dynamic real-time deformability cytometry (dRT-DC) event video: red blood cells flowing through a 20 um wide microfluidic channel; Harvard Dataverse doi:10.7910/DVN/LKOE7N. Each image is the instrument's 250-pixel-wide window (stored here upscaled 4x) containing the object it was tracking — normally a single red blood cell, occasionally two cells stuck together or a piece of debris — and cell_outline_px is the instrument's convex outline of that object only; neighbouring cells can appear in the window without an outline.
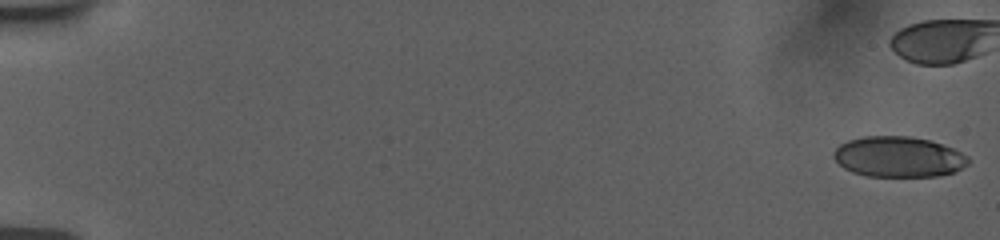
{"species": "human", "species_latin": "Homo sapiens", "temperature_condition": "room temperature", "stored_images_in_passage": 46, "camera_frame_rate_fps": 3000, "um_per_image_px": 0.085, "donor": {"sex": "female"}, "frame": {"image": 1, "passage_image": 1, "time_ms": 0.0, "image_size_px": [1000, 240], "cell_outline_px": [[968, 164], [952, 172], [940, 176], [868, 176], [852, 172], [844, 168], [832, 156], [832, 152], [840, 144], [848, 140], [864, 136], [908, 136], [928, 140], [952, 148], [968, 156]], "centroid_in_image_um": [76.33, 13.33], "position_along_channel_um": 8.7, "area_um2": 31.62}}
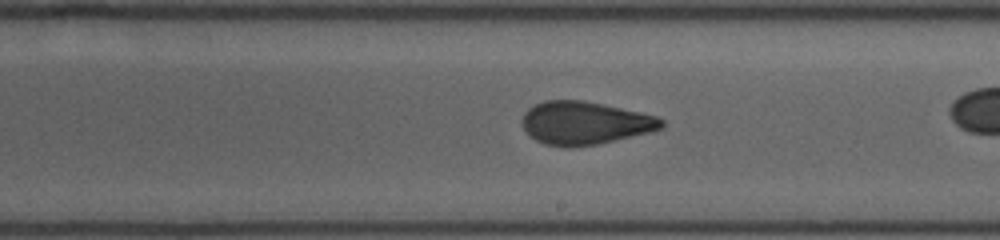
{"frame": {"image": 2, "passage_image": 34, "time_ms": 11.0, "image_size_px": [1000, 240], "cell_outline_px": [[664, 128], [652, 132], [596, 144], [572, 148], [544, 144], [536, 140], [520, 124], [520, 120], [524, 112], [528, 108], [544, 100], [584, 100], [640, 112], [656, 116], [664, 120]], "centroid_in_image_um": [49.7, 10.45], "position_along_channel_um": 239.3, "area_um2": 35.08}}
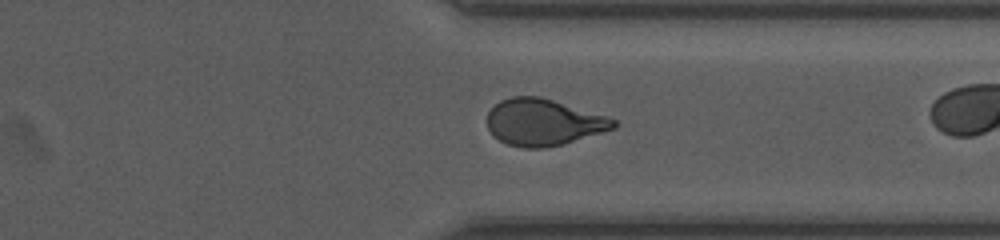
{"frame": {"image": 3, "passage_image": 44, "time_ms": 14.333, "image_size_px": [1000, 240], "cell_outline_px": [[616, 128], [564, 144], [544, 148], [524, 148], [508, 144], [492, 136], [488, 128], [488, 112], [500, 100], [512, 96], [540, 96], [604, 116], [616, 120]], "centroid_in_image_um": [46.16, 10.4], "position_along_channel_um": 365.2, "area_um2": 34.1}}